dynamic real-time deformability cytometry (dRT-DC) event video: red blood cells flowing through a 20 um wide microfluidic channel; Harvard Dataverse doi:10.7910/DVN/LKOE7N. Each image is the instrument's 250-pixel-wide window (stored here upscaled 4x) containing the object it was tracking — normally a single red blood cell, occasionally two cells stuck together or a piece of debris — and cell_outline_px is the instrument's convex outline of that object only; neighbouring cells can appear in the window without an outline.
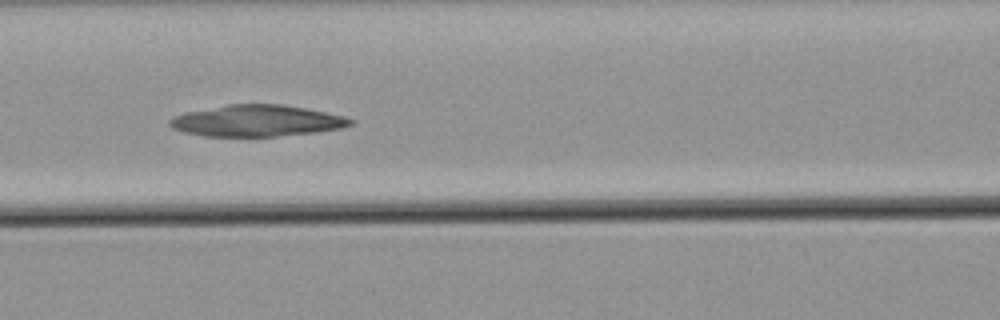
{"species": "common noctule bat (a hibernating species)", "species_latin": "Nyctalus noctula", "temperature_condition": "warm", "stored_images_in_passage": 54, "camera_frame_rate_fps": 3000, "um_per_image_px": 0.085, "animal": {"sex": "male", "body_mass_g": 21.5, "forearm_length_mm": 52.0}, "frame": {"image": 1, "passage_image": 26, "time_ms": 8.333, "image_size_px": [1000, 320], "cell_outline_px": [[356, 124], [340, 128], [316, 132], [276, 136], [204, 136], [184, 132], [172, 128], [168, 124], [168, 120], [172, 116], [184, 112], [228, 104], [280, 104], [304, 108], [344, 116], [356, 120]], "centroid_in_image_um": [21.81, 10.26], "position_along_channel_um": 144.8, "area_um2": 33.18}}
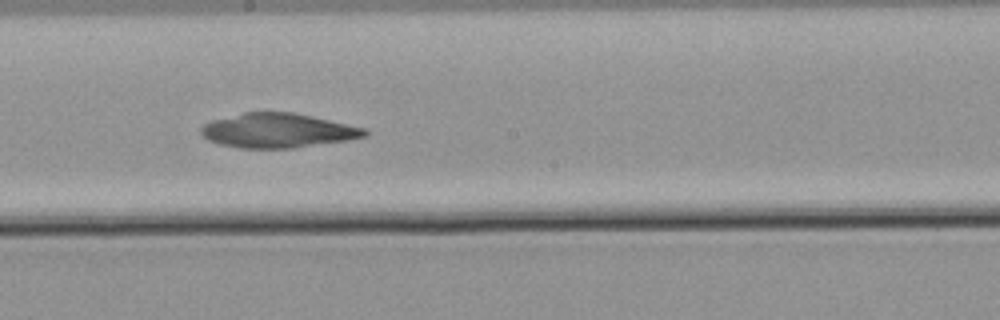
{"frame": {"image": 2, "passage_image": 33, "time_ms": 10.667, "image_size_px": [1000, 320], "cell_outline_px": [[368, 132], [364, 136], [348, 140], [292, 148], [240, 148], [220, 144], [208, 140], [200, 132], [200, 128], [204, 124], [212, 120], [244, 112], [292, 112], [312, 116], [364, 128]], "centroid_in_image_um": [23.57, 11.09], "position_along_channel_um": 224.6, "area_um2": 32.54}}
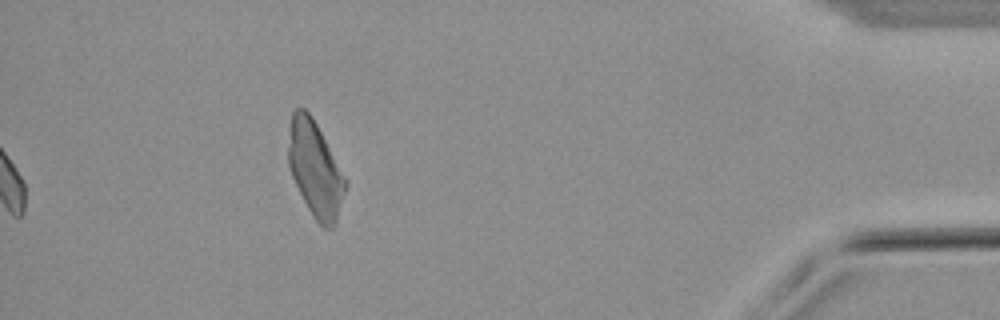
{"frame": {"image": 3, "passage_image": 54, "time_ms": 17.667, "image_size_px": [1000, 320], "cell_outline_px": [[348, 184], [336, 224], [332, 228], [324, 228], [312, 216], [292, 176], [288, 164], [288, 148], [292, 112], [296, 108], [304, 108], [312, 116]], "centroid_in_image_um": [26.8, 14.42], "position_along_channel_um": 408.4, "area_um2": 31.21}}